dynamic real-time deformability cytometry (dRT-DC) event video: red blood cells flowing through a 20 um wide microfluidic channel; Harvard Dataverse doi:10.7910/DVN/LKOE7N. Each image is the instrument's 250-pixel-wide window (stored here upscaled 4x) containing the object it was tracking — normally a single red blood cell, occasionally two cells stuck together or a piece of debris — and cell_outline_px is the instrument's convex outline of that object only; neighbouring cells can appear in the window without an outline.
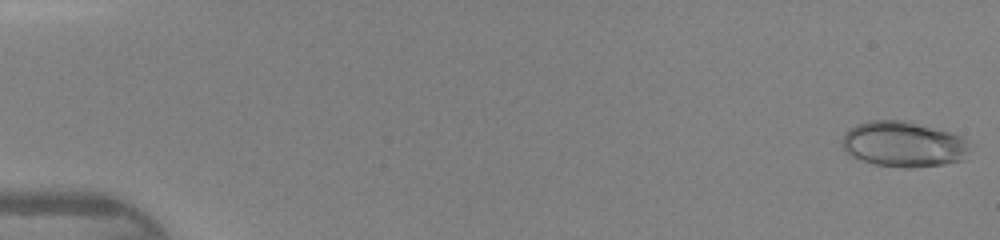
{"species": "human", "species_latin": "Homo sapiens", "temperature_condition": "warm", "stored_images_in_passage": 45, "camera_frame_rate_fps": 3000, "um_per_image_px": 0.085, "donor": {"sex": "female"}, "frame": {"image": 1, "passage_image": 1, "time_ms": 0.0, "image_size_px": [1000, 240], "cell_outline_px": [[972, 148], [960, 160], [944, 164], [912, 168], [904, 168], [876, 164], [860, 160], [852, 156], [840, 144], [840, 140], [848, 128], [856, 124], [868, 120], [904, 120], [948, 132], [960, 136]], "centroid_in_image_um": [76.74, 12.25], "position_along_channel_um": 8.3, "area_um2": 33.81}}
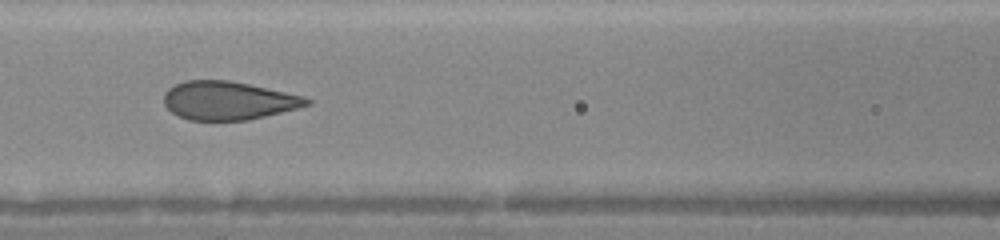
{"frame": {"image": 2, "passage_image": 21, "time_ms": 6.667, "image_size_px": [1000, 240], "cell_outline_px": [[312, 104], [248, 120], [188, 120], [172, 112], [164, 104], [164, 92], [168, 88], [184, 80], [228, 80], [248, 84], [284, 92], [300, 96], [312, 100]], "centroid_in_image_um": [19.35, 8.54], "position_along_channel_um": 147.2, "area_um2": 31.62}}
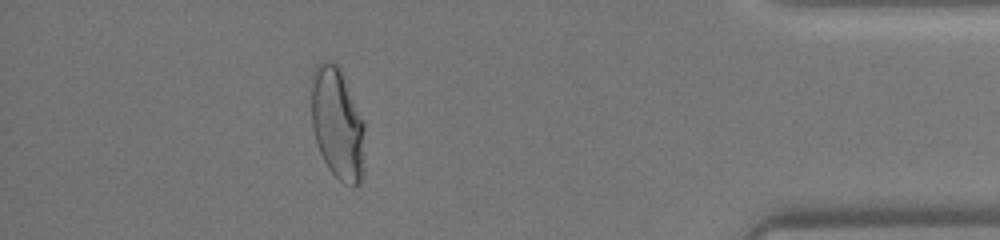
{"frame": {"image": 3, "passage_image": 41, "time_ms": 13.333, "image_size_px": [1000, 240], "cell_outline_px": [[364, 128], [360, 184], [356, 188], [352, 188], [344, 184], [328, 168], [320, 152], [312, 128], [312, 72], [316, 64], [320, 60], [332, 60], [340, 68], [364, 124]], "centroid_in_image_um": [28.65, 10.48], "position_along_channel_um": 406.6, "area_um2": 34.45}}